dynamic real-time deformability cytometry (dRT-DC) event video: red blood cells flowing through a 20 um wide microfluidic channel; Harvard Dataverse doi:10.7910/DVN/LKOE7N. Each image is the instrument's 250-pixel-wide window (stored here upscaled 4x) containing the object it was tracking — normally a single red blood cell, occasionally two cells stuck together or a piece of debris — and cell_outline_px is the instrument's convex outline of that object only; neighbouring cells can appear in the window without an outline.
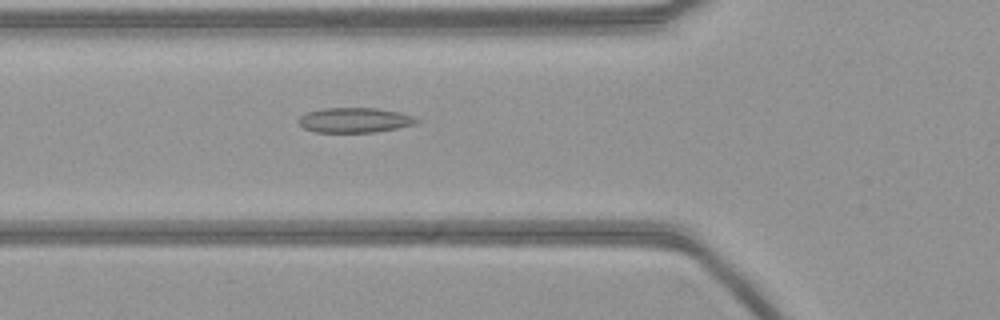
{"species": "common noctule bat (a hibernating species)", "species_latin": "Nyctalus noctula", "temperature_condition": "warm", "stored_images_in_passage": 48, "camera_frame_rate_fps": 3000, "um_per_image_px": 0.085, "animal": {"sex": "female", "body_mass_g": 21.9}, "frame": {"image": 1, "passage_image": 13, "time_ms": 4.0, "image_size_px": [1000, 320], "cell_outline_px": [[420, 120], [416, 124], [376, 132], [316, 132], [304, 128], [296, 120], [300, 116], [308, 112], [324, 108], [376, 108], [400, 112], [412, 116]], "centroid_in_image_um": [30.14, 10.21], "position_along_channel_um": 95.7, "area_um2": 17.11}}
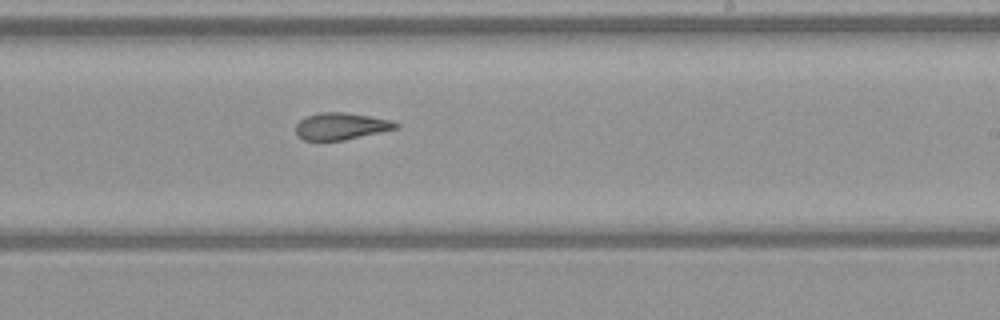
{"frame": {"image": 2, "passage_image": 26, "time_ms": 8.333, "image_size_px": [1000, 320], "cell_outline_px": [[400, 128], [344, 140], [304, 140], [296, 136], [296, 124], [304, 116], [320, 112], [344, 112], [392, 120], [400, 124]], "centroid_in_image_um": [28.99, 10.72], "position_along_channel_um": 260.0, "area_um2": 15.84}}
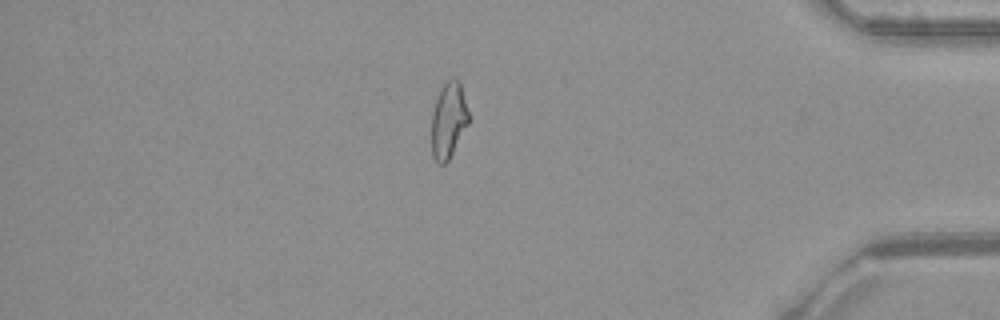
{"frame": {"image": 3, "passage_image": 40, "time_ms": 13.0, "image_size_px": [1000, 320], "cell_outline_px": [[468, 124], [448, 160], [444, 164], [440, 164], [432, 156], [432, 112], [440, 88], [448, 80], [460, 80], [468, 112]], "centroid_in_image_um": [38.11, 10.22], "position_along_channel_um": 397.1, "area_um2": 16.07}}